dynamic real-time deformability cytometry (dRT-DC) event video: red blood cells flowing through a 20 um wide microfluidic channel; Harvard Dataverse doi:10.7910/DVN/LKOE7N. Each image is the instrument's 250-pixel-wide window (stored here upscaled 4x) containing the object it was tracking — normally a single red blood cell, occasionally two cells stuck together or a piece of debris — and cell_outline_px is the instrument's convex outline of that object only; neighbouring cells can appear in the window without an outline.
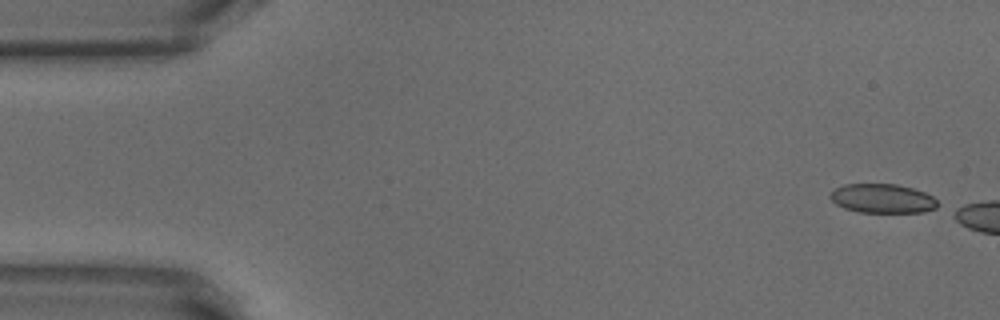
{"species": "common noctule bat (a hibernating species)", "species_latin": "Nyctalus noctula", "temperature_condition": "warm", "stored_images_in_passage": 12, "camera_frame_rate_fps": 3000, "um_per_image_px": 0.085, "animal": {"sex": "male", "body_mass_g": 18.8}, "frame": {"image": 1, "passage_image": 1, "time_ms": 0.0, "image_size_px": [1000, 320], "cell_outline_px": [[940, 204], [936, 208], [924, 212], [860, 212], [844, 208], [836, 204], [828, 196], [836, 188], [844, 184], [896, 184], [912, 188], [924, 192], [932, 196]], "centroid_in_image_um": [75.02, 16.87], "position_along_channel_um": 10.0, "area_um2": 18.21}}
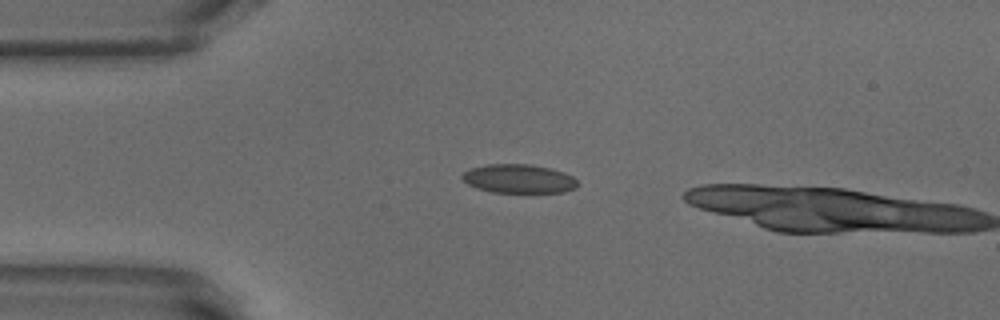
{"frame": {"image": 2, "passage_image": 11, "time_ms": 3.333, "image_size_px": [1000, 320], "cell_outline_px": [[576, 188], [564, 192], [492, 192], [476, 188], [468, 184], [460, 176], [468, 168], [488, 164], [532, 164], [552, 168], [564, 172], [572, 176], [576, 180]], "centroid_in_image_um": [44.07, 15.18], "position_along_channel_um": 40.9, "area_um2": 19.48}}